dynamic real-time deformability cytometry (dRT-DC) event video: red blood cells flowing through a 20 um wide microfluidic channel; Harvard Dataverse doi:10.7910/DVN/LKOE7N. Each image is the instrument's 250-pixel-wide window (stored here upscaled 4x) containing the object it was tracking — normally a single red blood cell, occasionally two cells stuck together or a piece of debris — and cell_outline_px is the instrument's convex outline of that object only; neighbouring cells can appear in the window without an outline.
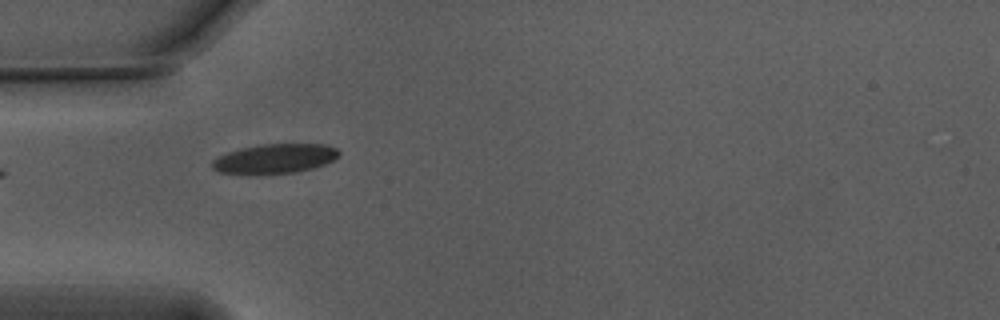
{"species": "Egyptian fruit bat (a non-hibernating species)", "species_latin": "Rousettus aegyptiacus", "temperature_condition": "warm", "stored_images_in_passage": 18, "camera_frame_rate_fps": 3000, "um_per_image_px": 0.085, "animal": {"sex": "male"}, "frame": {"image": 1, "passage_image": 1, "time_ms": 0.0, "image_size_px": [1000, 320], "cell_outline_px": [[340, 156], [324, 164], [312, 168], [296, 172], [264, 176], [252, 176], [220, 172], [212, 168], [212, 160], [228, 152], [240, 148], [260, 144], [324, 144], [336, 148], [340, 152]], "centroid_in_image_um": [23.33, 13.52], "position_along_channel_um": 61.7, "area_um2": 22.37}, "authors_computed_cell_mechanics": {"area_um2": 20.6924, "velocity_mm_per_s": 3.7663, "shape_relaxation_time_tau1_ms": 0.9161, "shape_relaxation_time_tau2_ms": null, "deformation_change_tau1": 0.1225, "deformation_change_tau2": null}}